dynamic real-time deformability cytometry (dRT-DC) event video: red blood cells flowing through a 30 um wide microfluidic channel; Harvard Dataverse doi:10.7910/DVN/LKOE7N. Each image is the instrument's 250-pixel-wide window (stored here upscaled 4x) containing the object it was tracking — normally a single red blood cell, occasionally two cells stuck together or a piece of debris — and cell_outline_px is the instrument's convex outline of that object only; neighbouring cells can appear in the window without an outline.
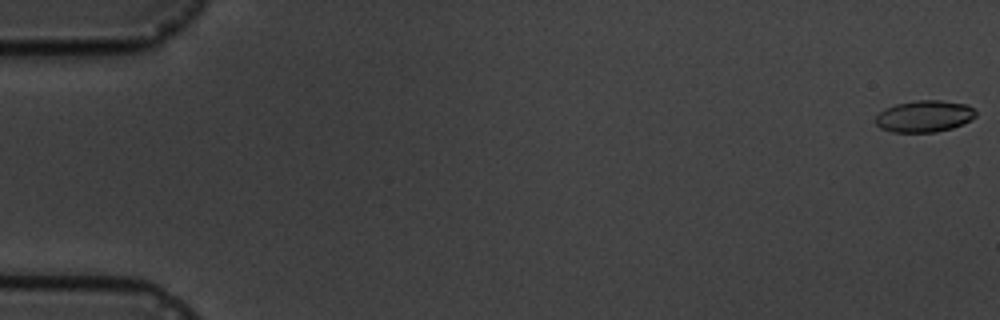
{"species": "common noctule bat (a hibernating species)", "species_latin": "Nyctalus noctula", "temperature_condition": "cold", "stored_images_in_passage": 6, "camera_frame_rate_fps": 3000, "um_per_image_px": 0.085, "animal": {"sex": "male", "body_mass_g": 19.5, "forearm_length_mm": 54.6}, "frame": {"image": 1, "passage_image": 1, "time_ms": 0.0, "image_size_px": [1000, 320], "cell_outline_px": [[976, 116], [952, 128], [936, 132], [892, 132], [880, 128], [876, 124], [876, 116], [884, 108], [896, 104], [916, 100], [940, 100], [968, 104], [976, 112]], "centroid_in_image_um": [78.54, 9.87], "position_along_channel_um": 6.5, "area_um2": 18.44}}
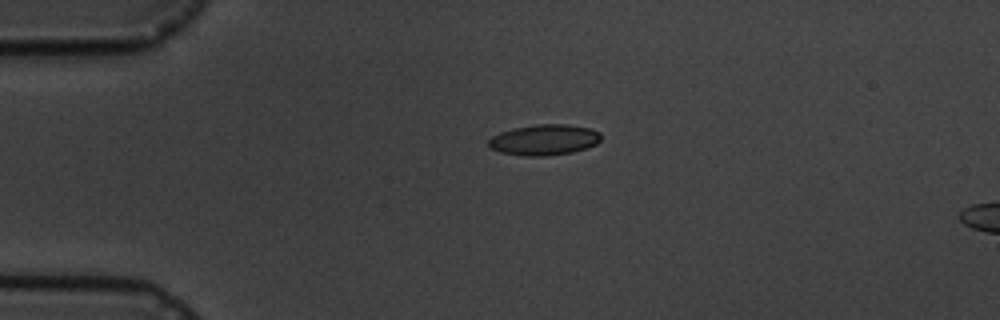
{"frame": {"image": 2, "passage_image": 5, "time_ms": 4.333, "image_size_px": [1000, 320], "cell_outline_px": [[600, 140], [596, 144], [572, 152], [544, 156], [524, 156], [500, 152], [488, 148], [488, 140], [492, 136], [500, 132], [512, 128], [536, 124], [568, 124], [592, 128], [600, 132]], "centroid_in_image_um": [46.23, 11.87], "position_along_channel_um": 38.8, "area_um2": 20.29}}